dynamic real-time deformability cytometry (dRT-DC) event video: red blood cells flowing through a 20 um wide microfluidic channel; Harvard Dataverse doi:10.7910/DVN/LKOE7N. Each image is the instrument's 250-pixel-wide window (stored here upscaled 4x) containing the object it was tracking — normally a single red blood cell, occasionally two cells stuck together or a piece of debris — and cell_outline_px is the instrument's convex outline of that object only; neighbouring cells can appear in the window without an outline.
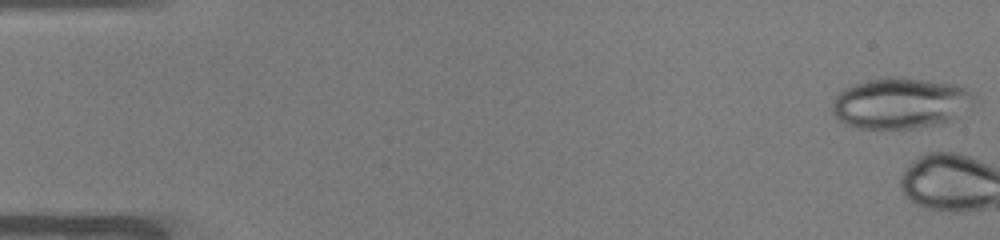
{"species": "common noctule bat (a hibernating species)", "species_latin": "Nyctalus noctula", "temperature_condition": "warm", "stored_images_in_passage": 3, "camera_frame_rate_fps": 3000, "um_per_image_px": 0.085, "animal": {"sex": "male", "body_mass_g": 19.0, "forearm_length_mm": 50.8}, "frame": {"image": 1, "passage_image": 1, "time_ms": 0.0, "image_size_px": [1000, 240], "cell_outline_px": [[972, 104], [952, 120], [912, 128], [856, 128], [844, 124], [832, 112], [832, 104], [836, 96], [844, 88], [852, 84], [884, 76], [892, 76], [928, 80], [956, 84], [968, 88], [972, 92]], "centroid_in_image_um": [76.5, 8.75], "position_along_channel_um": 8.5, "area_um2": 41.96}}